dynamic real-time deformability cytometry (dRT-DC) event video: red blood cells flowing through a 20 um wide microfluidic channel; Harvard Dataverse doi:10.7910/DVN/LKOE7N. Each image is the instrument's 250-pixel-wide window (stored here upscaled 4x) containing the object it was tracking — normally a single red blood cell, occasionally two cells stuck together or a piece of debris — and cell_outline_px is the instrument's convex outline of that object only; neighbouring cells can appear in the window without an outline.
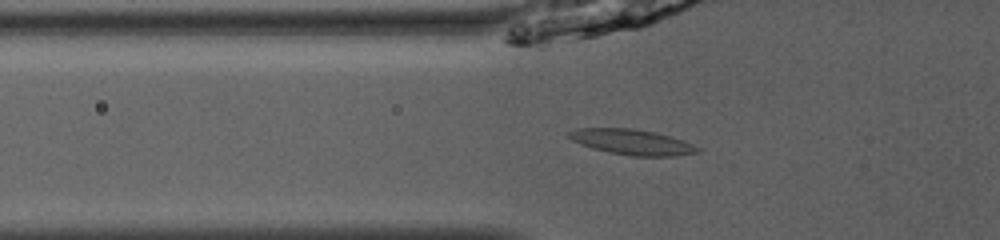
{"species": "common noctule bat (a hibernating species)", "species_latin": "Nyctalus noctula", "temperature_condition": "room temperature", "stored_images_in_passage": 40, "camera_frame_rate_fps": 3000, "um_per_image_px": 0.085, "animal": {"sex": "male", "body_mass_g": 13.0, "forearm_length_mm": 53.1}, "frame": {"image": 1, "passage_image": 8, "time_ms": 2.333, "image_size_px": [1000, 240], "cell_outline_px": [[700, 152], [676, 156], [632, 156], [592, 148], [580, 144], [572, 140], [568, 136], [568, 132], [580, 128], [632, 128], [652, 132], [668, 136], [692, 144], [700, 148]], "centroid_in_image_um": [53.71, 12.08], "position_along_channel_um": 72.1, "area_um2": 18.73}}
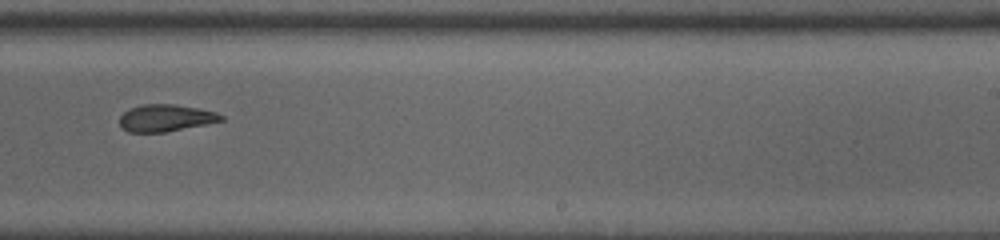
{"frame": {"image": 2, "passage_image": 23, "time_ms": 7.333, "image_size_px": [1000, 240], "cell_outline_px": [[224, 120], [164, 132], [128, 132], [120, 124], [120, 116], [124, 112], [132, 108], [144, 104], [172, 104], [200, 108], [216, 112], [224, 116]], "centroid_in_image_um": [14.1, 10.02], "position_along_channel_um": 274.9, "area_um2": 15.72}}
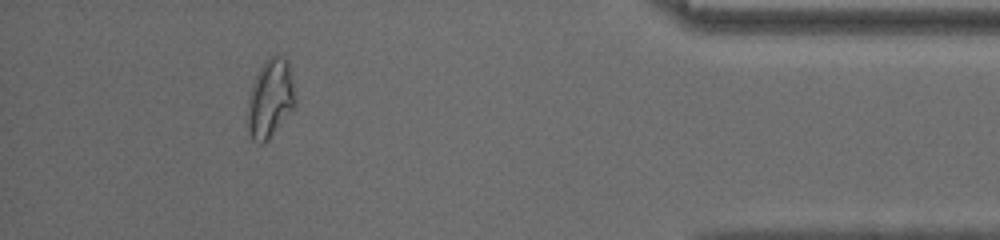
{"frame": {"image": 3, "passage_image": 36, "time_ms": 11.667, "image_size_px": [1000, 240], "cell_outline_px": [[296, 100], [292, 108], [268, 140], [264, 144], [260, 144], [252, 140], [248, 132], [248, 100], [252, 84], [260, 68], [272, 56], [280, 56], [288, 60]], "centroid_in_image_um": [22.95, 8.41], "position_along_channel_um": 412.2, "area_um2": 21.27}}